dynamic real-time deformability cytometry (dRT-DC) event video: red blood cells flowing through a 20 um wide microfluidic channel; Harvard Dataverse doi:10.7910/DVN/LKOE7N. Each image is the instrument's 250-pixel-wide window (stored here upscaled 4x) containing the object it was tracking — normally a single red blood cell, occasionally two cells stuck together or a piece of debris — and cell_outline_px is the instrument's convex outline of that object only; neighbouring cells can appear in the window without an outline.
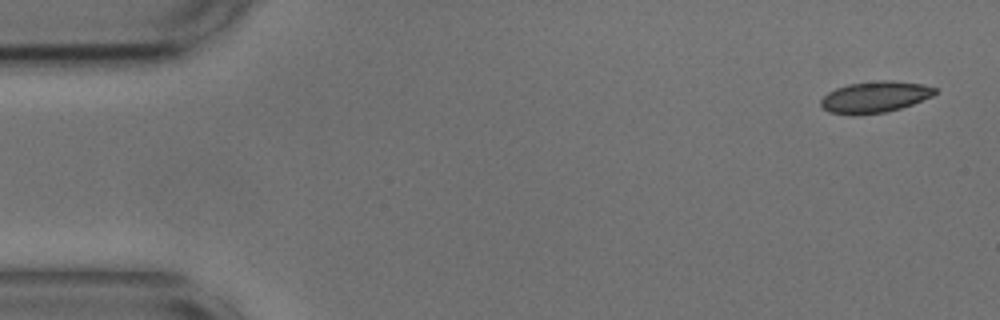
{"species": "common noctule bat (a hibernating species)", "species_latin": "Nyctalus noctula", "temperature_condition": "cold", "stored_images_in_passage": 10, "camera_frame_rate_fps": 3000, "um_per_image_px": 0.085, "animal": {"sex": "male", "body_mass_g": 17.9, "forearm_length_mm": 54.2}, "frame": {"image": 1, "passage_image": 1, "time_ms": 0.0, "image_size_px": [1000, 320], "cell_outline_px": [[936, 92], [932, 96], [912, 104], [900, 108], [884, 112], [856, 116], [828, 112], [820, 104], [820, 100], [828, 92], [836, 88], [848, 84], [880, 80], [892, 80], [924, 84], [936, 88]], "centroid_in_image_um": [74.35, 8.24], "position_along_channel_um": 10.7, "area_um2": 20.92}}
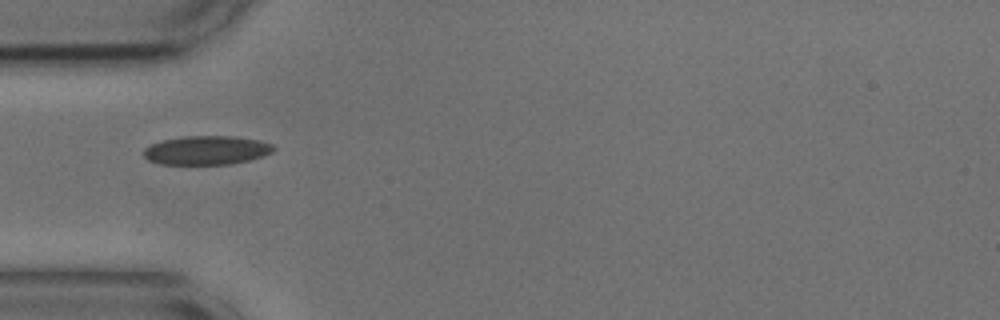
{"frame": {"image": 2, "passage_image": 4, "time_ms": 1.0, "image_size_px": [1000, 320], "cell_outline_px": [[276, 148], [272, 152], [264, 156], [232, 164], [160, 164], [148, 160], [144, 156], [144, 148], [152, 144], [164, 140], [184, 136], [236, 136], [260, 140], [272, 144]], "centroid_in_image_um": [17.59, 12.77], "position_along_channel_um": 67.4, "area_um2": 21.91}}